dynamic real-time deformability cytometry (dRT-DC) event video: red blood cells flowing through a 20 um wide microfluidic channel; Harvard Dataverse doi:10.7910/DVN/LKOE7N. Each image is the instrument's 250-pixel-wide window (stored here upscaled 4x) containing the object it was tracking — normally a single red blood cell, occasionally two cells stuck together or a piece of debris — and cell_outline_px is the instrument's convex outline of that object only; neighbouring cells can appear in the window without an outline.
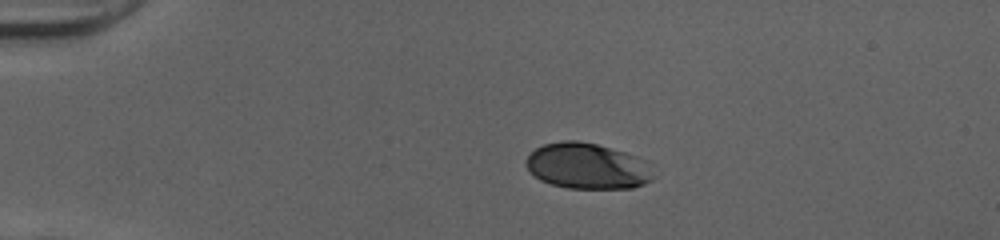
{"species": "human", "species_latin": "Homo sapiens", "temperature_condition": "cold", "stored_images_in_passage": 41, "camera_frame_rate_fps": 3000, "um_per_image_px": 0.085, "donor": {"sex": "female"}, "frame": {"image": 1, "passage_image": 1, "time_ms": 0.0, "image_size_px": [1000, 240], "cell_outline_px": [[656, 176], [652, 180], [644, 184], [632, 188], [568, 188], [552, 184], [540, 180], [524, 164], [524, 160], [536, 148], [544, 144], [564, 140], [580, 140], [612, 148], [636, 156], [652, 164]], "centroid_in_image_um": [49.98, 14.11], "position_along_channel_um": 35.0, "area_um2": 34.33}}
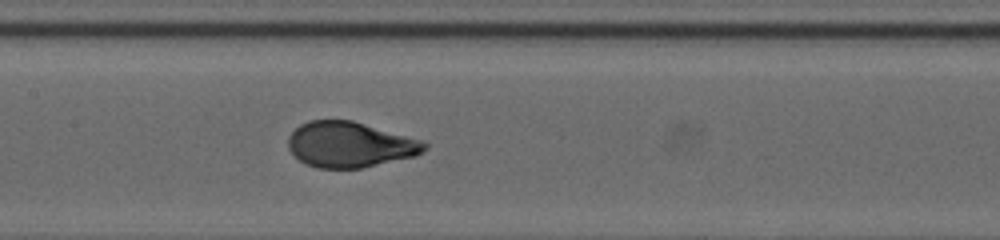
{"frame": {"image": 2, "passage_image": 16, "time_ms": 5.0, "image_size_px": [1000, 240], "cell_outline_px": [[428, 148], [412, 156], [360, 168], [316, 168], [304, 164], [288, 148], [288, 136], [300, 124], [308, 120], [352, 120], [424, 140], [428, 144]], "centroid_in_image_um": [29.72, 12.28], "position_along_channel_um": 177.7, "area_um2": 36.07}}
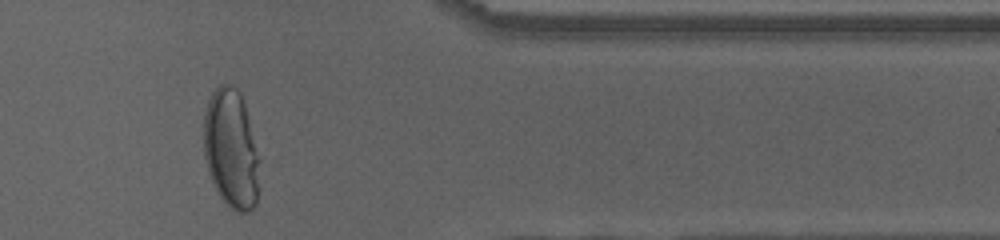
{"frame": {"image": 3, "passage_image": 33, "time_ms": 10.667, "image_size_px": [1000, 240], "cell_outline_px": [[260, 160], [256, 204], [252, 212], [236, 212], [228, 208], [220, 196], [208, 172], [204, 156], [204, 112], [208, 100], [212, 92], [220, 84], [228, 84], [236, 88], [240, 92], [244, 104]], "centroid_in_image_um": [19.64, 12.7], "position_along_channel_um": 391.8, "area_um2": 38.84}, "authors_computed_cell_mechanics": {"area_um2": 36.9342, "velocity_mm_per_s": 4.021, "shape_relaxation_time_tau1_ms": 4.4673, "shape_relaxation_time_tau2_ms": null, "deformation_change_tau1": 0.2044, "deformation_change_tau2": null}}